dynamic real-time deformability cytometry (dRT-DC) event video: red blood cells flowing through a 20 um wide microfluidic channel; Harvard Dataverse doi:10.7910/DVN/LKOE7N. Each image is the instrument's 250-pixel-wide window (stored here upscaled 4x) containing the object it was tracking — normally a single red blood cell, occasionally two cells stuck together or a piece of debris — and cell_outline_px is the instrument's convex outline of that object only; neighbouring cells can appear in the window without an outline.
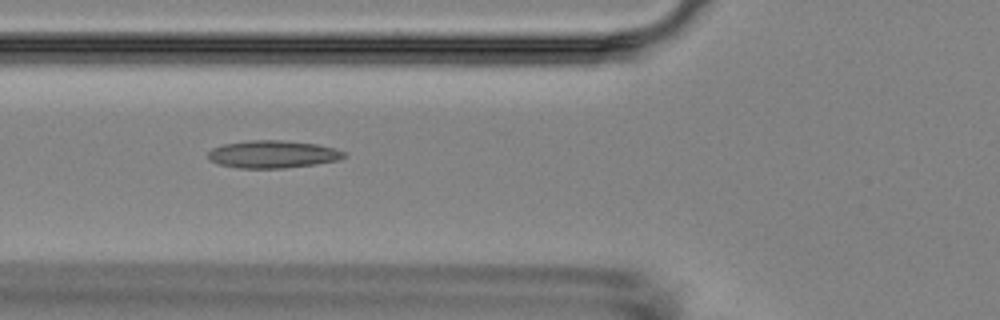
{"species": "Egyptian fruit bat (a non-hibernating species)", "species_latin": "Rousettus aegyptiacus", "temperature_condition": "room temperature", "stored_images_in_passage": 8, "camera_frame_rate_fps": 3000, "um_per_image_px": 0.085, "animal": {"sex": "female"}, "frame": {"image": 1, "passage_image": 6, "time_ms": 6.667, "image_size_px": [1000, 320], "cell_outline_px": [[348, 156], [340, 160], [316, 164], [284, 168], [240, 168], [220, 164], [208, 160], [208, 152], [212, 148], [224, 144], [248, 140], [280, 140], [316, 144], [332, 148], [344, 152]], "centroid_in_image_um": [23.18, 13.11], "position_along_channel_um": 102.6, "area_um2": 21.79}}
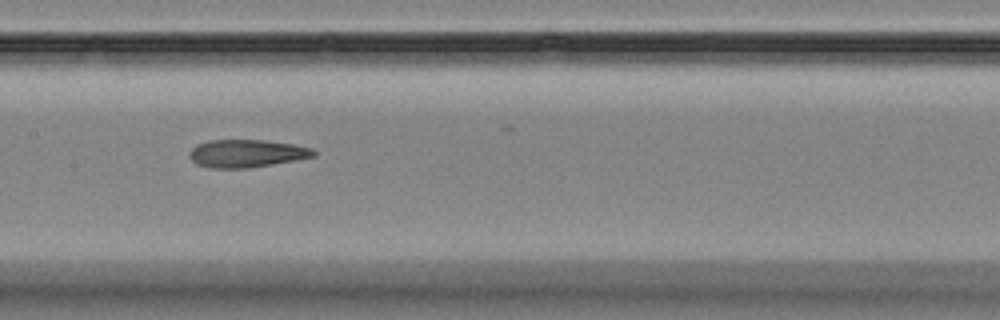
{"frame": {"image": 2, "passage_image": 8, "time_ms": 9.0, "image_size_px": [1000, 320], "cell_outline_px": [[316, 156], [248, 168], [208, 168], [196, 164], [188, 156], [188, 152], [196, 144], [208, 140], [264, 140], [292, 144], [312, 148], [316, 152]], "centroid_in_image_um": [20.9, 13.04], "position_along_channel_um": 186.5, "area_um2": 20.11}}